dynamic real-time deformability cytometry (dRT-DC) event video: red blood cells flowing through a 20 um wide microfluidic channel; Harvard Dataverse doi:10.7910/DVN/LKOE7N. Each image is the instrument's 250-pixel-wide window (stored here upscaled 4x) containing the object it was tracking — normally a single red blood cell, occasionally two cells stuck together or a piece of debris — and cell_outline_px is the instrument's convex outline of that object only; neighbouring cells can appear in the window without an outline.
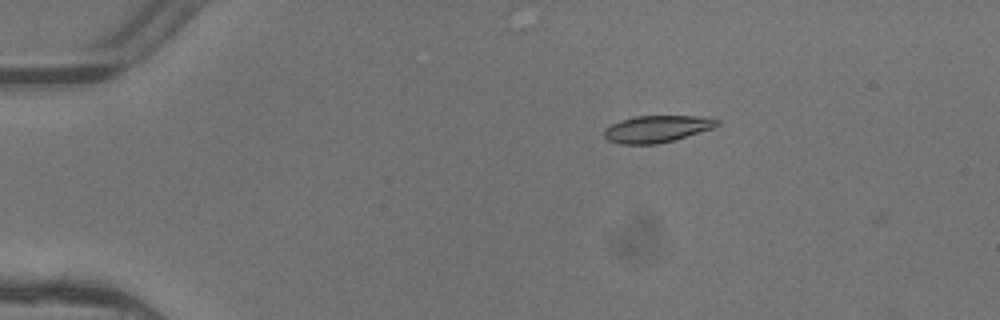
{"species": "common noctule bat (a hibernating species)", "species_latin": "Nyctalus noctula", "temperature_condition": "warm", "stored_images_in_passage": 3, "camera_frame_rate_fps": 3000, "um_per_image_px": 0.085, "animal": {"sex": "female"}, "frame": {"image": 1, "passage_image": 2, "time_ms": 0.333, "image_size_px": [1000, 320], "cell_outline_px": [[720, 124], [712, 128], [672, 140], [656, 144], [620, 144], [608, 140], [604, 136], [604, 128], [620, 120], [636, 116], [712, 116], [720, 120]], "centroid_in_image_um": [55.85, 10.94], "position_along_channel_um": 29.2, "area_um2": 17.69}}